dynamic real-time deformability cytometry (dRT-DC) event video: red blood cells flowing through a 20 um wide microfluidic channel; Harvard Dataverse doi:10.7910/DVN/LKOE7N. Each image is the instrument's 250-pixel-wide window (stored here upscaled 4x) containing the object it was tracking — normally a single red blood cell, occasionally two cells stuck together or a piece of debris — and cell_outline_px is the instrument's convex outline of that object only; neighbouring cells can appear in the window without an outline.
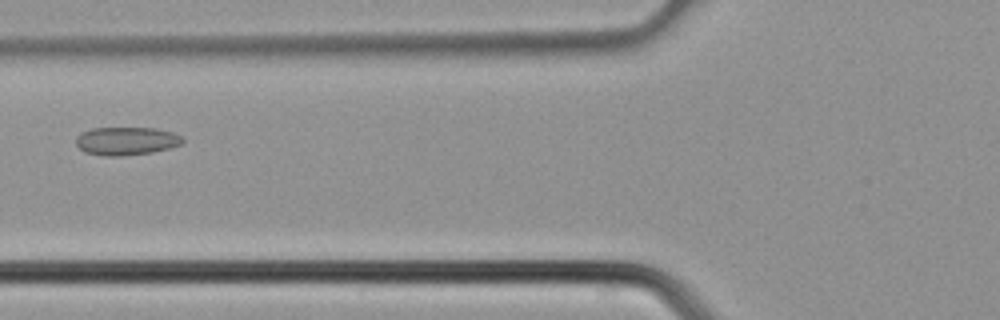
{"species": "common noctule bat (a hibernating species)", "species_latin": "Nyctalus noctula", "temperature_condition": "cold", "stored_images_in_passage": 2, "camera_frame_rate_fps": 3000, "um_per_image_px": 0.085, "animal": {"sex": "male", "body_mass_g": 21.5, "forearm_length_mm": 52.0}, "frame": {"image": 1, "passage_image": 2, "time_ms": 0.333, "image_size_px": [1000, 320], "cell_outline_px": [[184, 140], [180, 144], [168, 148], [152, 152], [120, 156], [104, 156], [84, 152], [76, 144], [76, 136], [80, 132], [92, 128], [156, 128], [172, 132], [184, 136]], "centroid_in_image_um": [10.72, 11.98], "position_along_channel_um": 115.1, "area_um2": 17.57}}